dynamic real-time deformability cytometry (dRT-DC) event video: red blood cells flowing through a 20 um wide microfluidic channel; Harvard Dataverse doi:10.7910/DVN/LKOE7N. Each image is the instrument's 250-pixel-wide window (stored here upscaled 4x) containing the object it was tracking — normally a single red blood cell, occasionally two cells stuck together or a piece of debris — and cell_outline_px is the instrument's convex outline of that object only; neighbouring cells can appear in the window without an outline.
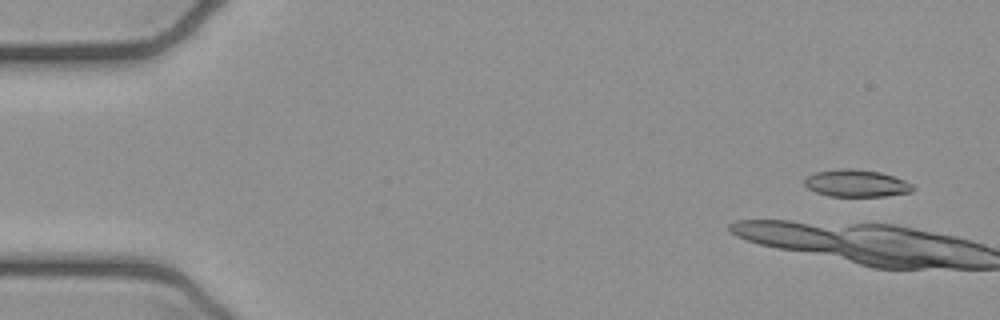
{"species": "common noctule bat (a hibernating species)", "species_latin": "Nyctalus noctula", "temperature_condition": "cold", "stored_images_in_passage": 4, "camera_frame_rate_fps": 3000, "um_per_image_px": 0.085, "animal": {"sex": "female", "body_mass_g": 21.9}, "frame": {"image": 1, "passage_image": 1, "time_ms": 0.0, "image_size_px": [1000, 320], "cell_outline_px": [[916, 188], [912, 192], [884, 196], [828, 196], [816, 192], [808, 188], [804, 184], [804, 180], [808, 176], [816, 172], [840, 168], [852, 168], [880, 172], [904, 180], [912, 184]], "centroid_in_image_um": [72.8, 15.58], "position_along_channel_um": 12.2, "area_um2": 17.17}}